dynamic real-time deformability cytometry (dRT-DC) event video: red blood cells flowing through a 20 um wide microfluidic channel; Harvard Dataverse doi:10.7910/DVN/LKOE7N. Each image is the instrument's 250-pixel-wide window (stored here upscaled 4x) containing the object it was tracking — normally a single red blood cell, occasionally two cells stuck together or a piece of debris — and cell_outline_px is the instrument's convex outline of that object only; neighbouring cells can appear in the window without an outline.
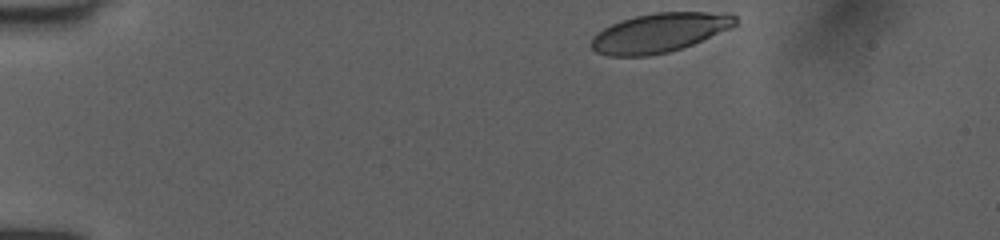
{"species": "human", "species_latin": "Homo sapiens", "temperature_condition": "room temperature", "stored_images_in_passage": 37, "camera_frame_rate_fps": 3000, "um_per_image_px": 0.085, "donor": {"sex": "female"}, "frame": {"image": 1, "passage_image": 1, "time_ms": 0.0, "image_size_px": [1000, 240], "cell_outline_px": [[736, 24], [732, 28], [692, 44], [668, 52], [648, 56], [608, 56], [596, 52], [588, 44], [592, 36], [596, 32], [620, 20], [636, 16], [656, 12], [732, 12], [736, 16]], "centroid_in_image_um": [56.04, 2.77], "position_along_channel_um": 29.0, "area_um2": 33.18}}
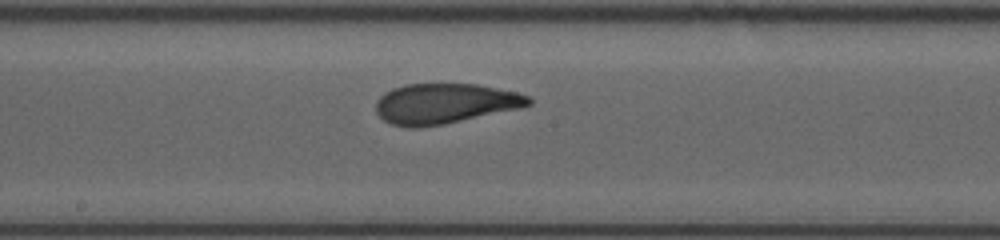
{"frame": {"image": 2, "passage_image": 21, "time_ms": 6.667, "image_size_px": [1000, 240], "cell_outline_px": [[532, 104], [524, 108], [444, 124], [420, 128], [408, 128], [392, 124], [384, 120], [376, 112], [376, 100], [384, 92], [392, 88], [404, 84], [476, 84], [516, 92], [528, 96], [532, 100]], "centroid_in_image_um": [37.81, 8.81], "position_along_channel_um": 210.4, "area_um2": 36.13}}
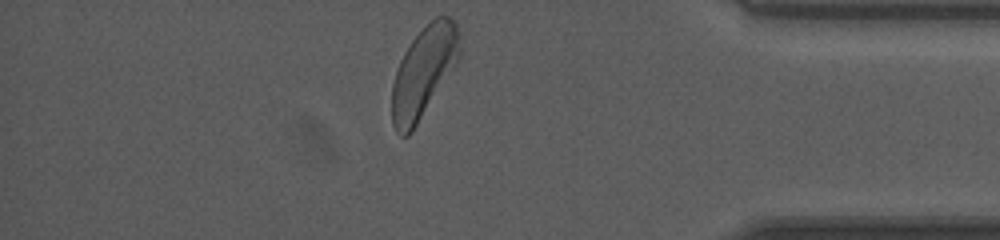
{"frame": {"image": 3, "passage_image": 37, "time_ms": 12.0, "image_size_px": [1000, 240], "cell_outline_px": [[460, 60], [412, 132], [408, 136], [400, 136], [396, 132], [392, 124], [392, 84], [400, 60], [404, 52], [412, 40], [436, 16], [448, 16], [456, 20], [460, 36]], "centroid_in_image_um": [36.04, 6.13], "position_along_channel_um": 399.2, "area_um2": 36.07}, "authors_computed_cell_mechanics": {"area_um2": 36.0094, "velocity_mm_per_s": 4.0132, "shape_relaxation_time_tau1_ms": 3.3235, "shape_relaxation_time_tau2_ms": 1.0884, "deformation_change_tau1": 0.1467, "deformation_change_tau2": 0.0731}}